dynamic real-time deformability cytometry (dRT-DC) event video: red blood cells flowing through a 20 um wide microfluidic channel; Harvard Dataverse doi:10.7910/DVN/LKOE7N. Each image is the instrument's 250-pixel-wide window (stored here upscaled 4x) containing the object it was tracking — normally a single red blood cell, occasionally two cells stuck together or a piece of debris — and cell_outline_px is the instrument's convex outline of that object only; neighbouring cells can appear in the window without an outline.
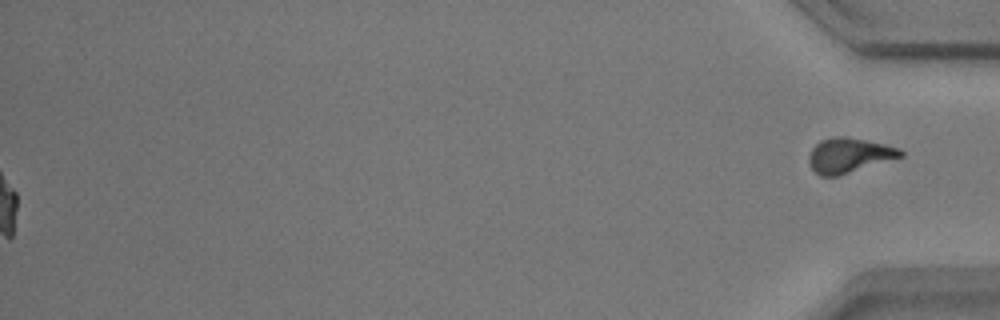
{"species": "common noctule bat (a hibernating species)", "species_latin": "Nyctalus noctula", "temperature_condition": "warm", "stored_images_in_passage": 59, "segment_of_instrument_passage": [2, 2], "camera_frame_rate_fps": 3000, "um_per_image_px": 0.085, "animal": {"sex": "male", "body_mass_g": 17.9}, "frame": {"image": 1, "passage_image": 59, "time_ms": 19.333, "image_size_px": [1000, 320], "cell_outline_px": [[904, 156], [840, 176], [820, 176], [812, 168], [808, 160], [808, 156], [812, 148], [820, 140], [832, 136], [844, 136], [884, 144], [900, 148], [904, 152]], "centroid_in_image_um": [72.17, 13.21], "position_along_channel_um": 363.0, "area_um2": 18.73}}